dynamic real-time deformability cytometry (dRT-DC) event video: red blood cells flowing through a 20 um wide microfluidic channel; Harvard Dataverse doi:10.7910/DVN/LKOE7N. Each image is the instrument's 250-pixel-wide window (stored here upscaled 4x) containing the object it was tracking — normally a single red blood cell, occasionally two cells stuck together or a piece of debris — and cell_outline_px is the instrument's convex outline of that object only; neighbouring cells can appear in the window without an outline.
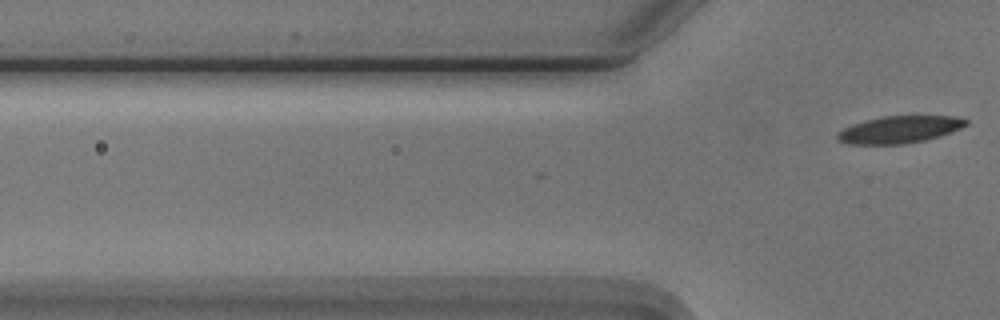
{"species": "Egyptian fruit bat (a non-hibernating species)", "species_latin": "Rousettus aegyptiacus", "temperature_condition": "cold", "stored_images_in_passage": 2, "camera_frame_rate_fps": 3000, "um_per_image_px": 0.085, "animal": {"sex": "male"}, "frame": {"image": 1, "passage_image": 2, "time_ms": 0.333, "image_size_px": [1000, 320], "cell_outline_px": [[968, 124], [960, 128], [924, 140], [904, 144], [852, 144], [836, 140], [836, 136], [844, 128], [852, 124], [884, 116], [952, 116], [968, 120]], "centroid_in_image_um": [76.43, 11.01], "position_along_channel_um": 49.4, "area_um2": 19.88}}